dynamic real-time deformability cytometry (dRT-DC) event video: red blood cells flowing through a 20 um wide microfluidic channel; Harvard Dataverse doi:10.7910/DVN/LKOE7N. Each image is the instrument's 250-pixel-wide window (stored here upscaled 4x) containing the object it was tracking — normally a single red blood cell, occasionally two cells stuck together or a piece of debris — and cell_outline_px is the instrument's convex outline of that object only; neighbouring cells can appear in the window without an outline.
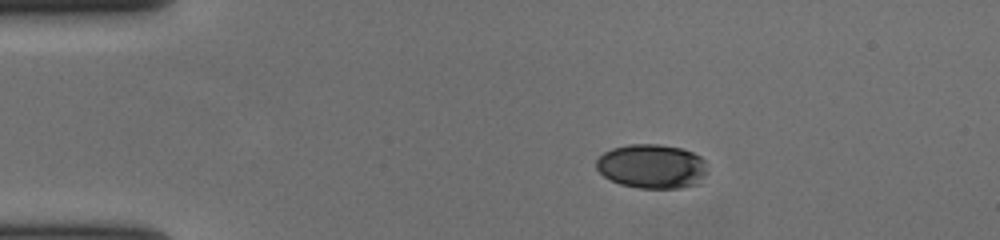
{"species": "human", "species_latin": "Homo sapiens", "temperature_condition": "cold", "stored_images_in_passage": 2, "camera_frame_rate_fps": 3000, "um_per_image_px": 0.085, "donor": {"sex": "female"}, "frame": {"image": 1, "passage_image": 1, "time_ms": 0.0, "image_size_px": [1000, 240], "cell_outline_px": [[692, 156], [688, 172], [676, 184], [628, 184], [616, 180], [608, 176], [604, 172], [612, 152], [620, 148], [672, 148], [688, 152]], "centroid_in_image_um": [55.12, 14.08], "position_along_channel_um": 29.9, "area_um2": 19.65}}